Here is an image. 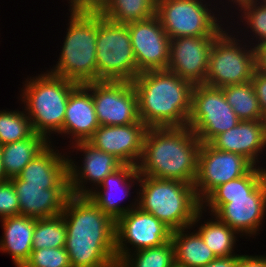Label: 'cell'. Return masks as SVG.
Listing matches in <instances>:
<instances>
[{
    "instance_id": "21",
    "label": "cell",
    "mask_w": 266,
    "mask_h": 267,
    "mask_svg": "<svg viewBox=\"0 0 266 267\" xmlns=\"http://www.w3.org/2000/svg\"><path fill=\"white\" fill-rule=\"evenodd\" d=\"M10 180L19 199V215L41 219L63 212L70 195L69 188L45 189V186L27 185L18 176Z\"/></svg>"
},
{
    "instance_id": "24",
    "label": "cell",
    "mask_w": 266,
    "mask_h": 267,
    "mask_svg": "<svg viewBox=\"0 0 266 267\" xmlns=\"http://www.w3.org/2000/svg\"><path fill=\"white\" fill-rule=\"evenodd\" d=\"M0 221L4 231L0 239V251L10 254L15 267H22L32 252L36 218L17 215Z\"/></svg>"
},
{
    "instance_id": "35",
    "label": "cell",
    "mask_w": 266,
    "mask_h": 267,
    "mask_svg": "<svg viewBox=\"0 0 266 267\" xmlns=\"http://www.w3.org/2000/svg\"><path fill=\"white\" fill-rule=\"evenodd\" d=\"M22 267H71L65 247L32 250Z\"/></svg>"
},
{
    "instance_id": "3",
    "label": "cell",
    "mask_w": 266,
    "mask_h": 267,
    "mask_svg": "<svg viewBox=\"0 0 266 267\" xmlns=\"http://www.w3.org/2000/svg\"><path fill=\"white\" fill-rule=\"evenodd\" d=\"M132 84L140 120L148 128L187 126L194 84L169 70L141 72Z\"/></svg>"
},
{
    "instance_id": "8",
    "label": "cell",
    "mask_w": 266,
    "mask_h": 267,
    "mask_svg": "<svg viewBox=\"0 0 266 267\" xmlns=\"http://www.w3.org/2000/svg\"><path fill=\"white\" fill-rule=\"evenodd\" d=\"M226 31L229 30H224L211 47L205 78V84L209 86L222 88L242 84L250 81L256 71L253 45L243 46L240 40Z\"/></svg>"
},
{
    "instance_id": "29",
    "label": "cell",
    "mask_w": 266,
    "mask_h": 267,
    "mask_svg": "<svg viewBox=\"0 0 266 267\" xmlns=\"http://www.w3.org/2000/svg\"><path fill=\"white\" fill-rule=\"evenodd\" d=\"M211 219L207 222L204 221L205 224L198 227L197 232L217 257L234 255L233 249L238 233L216 216Z\"/></svg>"
},
{
    "instance_id": "11",
    "label": "cell",
    "mask_w": 266,
    "mask_h": 267,
    "mask_svg": "<svg viewBox=\"0 0 266 267\" xmlns=\"http://www.w3.org/2000/svg\"><path fill=\"white\" fill-rule=\"evenodd\" d=\"M206 206L210 216H216L240 236H255L266 215V178L246 196L206 197L201 208L205 210Z\"/></svg>"
},
{
    "instance_id": "2",
    "label": "cell",
    "mask_w": 266,
    "mask_h": 267,
    "mask_svg": "<svg viewBox=\"0 0 266 267\" xmlns=\"http://www.w3.org/2000/svg\"><path fill=\"white\" fill-rule=\"evenodd\" d=\"M200 145L188 126L148 128L137 170L140 175L194 185Z\"/></svg>"
},
{
    "instance_id": "6",
    "label": "cell",
    "mask_w": 266,
    "mask_h": 267,
    "mask_svg": "<svg viewBox=\"0 0 266 267\" xmlns=\"http://www.w3.org/2000/svg\"><path fill=\"white\" fill-rule=\"evenodd\" d=\"M29 80L26 79L20 95L22 103H26L24 110L33 131L51 142V134H63L68 98L78 84L48 71Z\"/></svg>"
},
{
    "instance_id": "37",
    "label": "cell",
    "mask_w": 266,
    "mask_h": 267,
    "mask_svg": "<svg viewBox=\"0 0 266 267\" xmlns=\"http://www.w3.org/2000/svg\"><path fill=\"white\" fill-rule=\"evenodd\" d=\"M251 81L259 101L263 118L266 120V75L255 71Z\"/></svg>"
},
{
    "instance_id": "40",
    "label": "cell",
    "mask_w": 266,
    "mask_h": 267,
    "mask_svg": "<svg viewBox=\"0 0 266 267\" xmlns=\"http://www.w3.org/2000/svg\"><path fill=\"white\" fill-rule=\"evenodd\" d=\"M70 10H97L102 0H69Z\"/></svg>"
},
{
    "instance_id": "16",
    "label": "cell",
    "mask_w": 266,
    "mask_h": 267,
    "mask_svg": "<svg viewBox=\"0 0 266 267\" xmlns=\"http://www.w3.org/2000/svg\"><path fill=\"white\" fill-rule=\"evenodd\" d=\"M218 36H186L170 40L167 70L195 84H205L212 44Z\"/></svg>"
},
{
    "instance_id": "30",
    "label": "cell",
    "mask_w": 266,
    "mask_h": 267,
    "mask_svg": "<svg viewBox=\"0 0 266 267\" xmlns=\"http://www.w3.org/2000/svg\"><path fill=\"white\" fill-rule=\"evenodd\" d=\"M66 238V223L62 214L36 219L32 250L65 247Z\"/></svg>"
},
{
    "instance_id": "10",
    "label": "cell",
    "mask_w": 266,
    "mask_h": 267,
    "mask_svg": "<svg viewBox=\"0 0 266 267\" xmlns=\"http://www.w3.org/2000/svg\"><path fill=\"white\" fill-rule=\"evenodd\" d=\"M239 122L222 88L204 83L194 85L187 126L201 143H210L217 135L232 129Z\"/></svg>"
},
{
    "instance_id": "25",
    "label": "cell",
    "mask_w": 266,
    "mask_h": 267,
    "mask_svg": "<svg viewBox=\"0 0 266 267\" xmlns=\"http://www.w3.org/2000/svg\"><path fill=\"white\" fill-rule=\"evenodd\" d=\"M192 227L193 225L173 230L171 233L175 263L184 267H201L214 260L217 256L206 245L197 231L195 233L188 231Z\"/></svg>"
},
{
    "instance_id": "43",
    "label": "cell",
    "mask_w": 266,
    "mask_h": 267,
    "mask_svg": "<svg viewBox=\"0 0 266 267\" xmlns=\"http://www.w3.org/2000/svg\"><path fill=\"white\" fill-rule=\"evenodd\" d=\"M252 1H255V0H229V2H232L233 4L238 5V10L242 6H244V5L248 4V3H251Z\"/></svg>"
},
{
    "instance_id": "26",
    "label": "cell",
    "mask_w": 266,
    "mask_h": 267,
    "mask_svg": "<svg viewBox=\"0 0 266 267\" xmlns=\"http://www.w3.org/2000/svg\"><path fill=\"white\" fill-rule=\"evenodd\" d=\"M50 142L43 136L33 133L30 137L2 145V162L6 176H18L24 167Z\"/></svg>"
},
{
    "instance_id": "34",
    "label": "cell",
    "mask_w": 266,
    "mask_h": 267,
    "mask_svg": "<svg viewBox=\"0 0 266 267\" xmlns=\"http://www.w3.org/2000/svg\"><path fill=\"white\" fill-rule=\"evenodd\" d=\"M239 11L243 17L242 23L248 25L250 32L256 37V45L266 42V5L252 1L242 6ZM244 14V15H243ZM258 39V40H257Z\"/></svg>"
},
{
    "instance_id": "31",
    "label": "cell",
    "mask_w": 266,
    "mask_h": 267,
    "mask_svg": "<svg viewBox=\"0 0 266 267\" xmlns=\"http://www.w3.org/2000/svg\"><path fill=\"white\" fill-rule=\"evenodd\" d=\"M174 264V246L170 239L160 246L130 252L118 263V267H172Z\"/></svg>"
},
{
    "instance_id": "5",
    "label": "cell",
    "mask_w": 266,
    "mask_h": 267,
    "mask_svg": "<svg viewBox=\"0 0 266 267\" xmlns=\"http://www.w3.org/2000/svg\"><path fill=\"white\" fill-rule=\"evenodd\" d=\"M69 27L55 67L50 73L77 84L97 81L98 11L71 10Z\"/></svg>"
},
{
    "instance_id": "19",
    "label": "cell",
    "mask_w": 266,
    "mask_h": 267,
    "mask_svg": "<svg viewBox=\"0 0 266 267\" xmlns=\"http://www.w3.org/2000/svg\"><path fill=\"white\" fill-rule=\"evenodd\" d=\"M139 180L140 174L137 170V166L123 164L113 173L107 175L98 185L99 188L95 187V190H92L88 194V197L104 213L110 215L116 221L120 216L125 215L128 211L137 207L136 205H138V199H135L134 203H131L126 207L119 205V203L123 200V198L130 195V191L134 186L132 183H136L135 181H137L136 184H139ZM117 194H120L118 198H116L118 196Z\"/></svg>"
},
{
    "instance_id": "44",
    "label": "cell",
    "mask_w": 266,
    "mask_h": 267,
    "mask_svg": "<svg viewBox=\"0 0 266 267\" xmlns=\"http://www.w3.org/2000/svg\"><path fill=\"white\" fill-rule=\"evenodd\" d=\"M256 2H258V3H261V4H264V5H266V0H255Z\"/></svg>"
},
{
    "instance_id": "38",
    "label": "cell",
    "mask_w": 266,
    "mask_h": 267,
    "mask_svg": "<svg viewBox=\"0 0 266 267\" xmlns=\"http://www.w3.org/2000/svg\"><path fill=\"white\" fill-rule=\"evenodd\" d=\"M235 267H266V255H240Z\"/></svg>"
},
{
    "instance_id": "4",
    "label": "cell",
    "mask_w": 266,
    "mask_h": 267,
    "mask_svg": "<svg viewBox=\"0 0 266 267\" xmlns=\"http://www.w3.org/2000/svg\"><path fill=\"white\" fill-rule=\"evenodd\" d=\"M138 207L154 215L169 229L196 225L202 219L201 202L193 184L140 175Z\"/></svg>"
},
{
    "instance_id": "39",
    "label": "cell",
    "mask_w": 266,
    "mask_h": 267,
    "mask_svg": "<svg viewBox=\"0 0 266 267\" xmlns=\"http://www.w3.org/2000/svg\"><path fill=\"white\" fill-rule=\"evenodd\" d=\"M256 71L266 75V42L254 46Z\"/></svg>"
},
{
    "instance_id": "23",
    "label": "cell",
    "mask_w": 266,
    "mask_h": 267,
    "mask_svg": "<svg viewBox=\"0 0 266 267\" xmlns=\"http://www.w3.org/2000/svg\"><path fill=\"white\" fill-rule=\"evenodd\" d=\"M50 144L24 167L18 177L27 185L45 186V189L69 188L68 157L71 156L61 155Z\"/></svg>"
},
{
    "instance_id": "1",
    "label": "cell",
    "mask_w": 266,
    "mask_h": 267,
    "mask_svg": "<svg viewBox=\"0 0 266 267\" xmlns=\"http://www.w3.org/2000/svg\"><path fill=\"white\" fill-rule=\"evenodd\" d=\"M71 267H116V221L88 195L70 194L61 213Z\"/></svg>"
},
{
    "instance_id": "45",
    "label": "cell",
    "mask_w": 266,
    "mask_h": 267,
    "mask_svg": "<svg viewBox=\"0 0 266 267\" xmlns=\"http://www.w3.org/2000/svg\"><path fill=\"white\" fill-rule=\"evenodd\" d=\"M172 267H184V266H181V265H178L177 263H175Z\"/></svg>"
},
{
    "instance_id": "20",
    "label": "cell",
    "mask_w": 266,
    "mask_h": 267,
    "mask_svg": "<svg viewBox=\"0 0 266 267\" xmlns=\"http://www.w3.org/2000/svg\"><path fill=\"white\" fill-rule=\"evenodd\" d=\"M100 126L92 99V82L78 84L68 98L63 122V134L72 143L88 141Z\"/></svg>"
},
{
    "instance_id": "12",
    "label": "cell",
    "mask_w": 266,
    "mask_h": 267,
    "mask_svg": "<svg viewBox=\"0 0 266 267\" xmlns=\"http://www.w3.org/2000/svg\"><path fill=\"white\" fill-rule=\"evenodd\" d=\"M115 230V251L118 263L132 251L131 248L134 247L133 252H136L160 246L171 239L172 233V230L162 221L138 206L116 220Z\"/></svg>"
},
{
    "instance_id": "42",
    "label": "cell",
    "mask_w": 266,
    "mask_h": 267,
    "mask_svg": "<svg viewBox=\"0 0 266 267\" xmlns=\"http://www.w3.org/2000/svg\"><path fill=\"white\" fill-rule=\"evenodd\" d=\"M9 178L6 176V173L3 168L2 162V145L0 144V183L7 181Z\"/></svg>"
},
{
    "instance_id": "9",
    "label": "cell",
    "mask_w": 266,
    "mask_h": 267,
    "mask_svg": "<svg viewBox=\"0 0 266 267\" xmlns=\"http://www.w3.org/2000/svg\"><path fill=\"white\" fill-rule=\"evenodd\" d=\"M205 0H156V15L170 39L219 36L224 30ZM212 12V13H211Z\"/></svg>"
},
{
    "instance_id": "14",
    "label": "cell",
    "mask_w": 266,
    "mask_h": 267,
    "mask_svg": "<svg viewBox=\"0 0 266 267\" xmlns=\"http://www.w3.org/2000/svg\"><path fill=\"white\" fill-rule=\"evenodd\" d=\"M92 99L100 126L127 125L140 121L137 94L132 82H92Z\"/></svg>"
},
{
    "instance_id": "13",
    "label": "cell",
    "mask_w": 266,
    "mask_h": 267,
    "mask_svg": "<svg viewBox=\"0 0 266 267\" xmlns=\"http://www.w3.org/2000/svg\"><path fill=\"white\" fill-rule=\"evenodd\" d=\"M254 165L237 153L221 151L201 143L198 153L195 193L202 202L215 188L247 174Z\"/></svg>"
},
{
    "instance_id": "33",
    "label": "cell",
    "mask_w": 266,
    "mask_h": 267,
    "mask_svg": "<svg viewBox=\"0 0 266 267\" xmlns=\"http://www.w3.org/2000/svg\"><path fill=\"white\" fill-rule=\"evenodd\" d=\"M258 167V168H257ZM266 178V168L254 166L247 174L215 188L207 197H238L250 194Z\"/></svg>"
},
{
    "instance_id": "15",
    "label": "cell",
    "mask_w": 266,
    "mask_h": 267,
    "mask_svg": "<svg viewBox=\"0 0 266 267\" xmlns=\"http://www.w3.org/2000/svg\"><path fill=\"white\" fill-rule=\"evenodd\" d=\"M127 26L138 70H167L171 39L157 15Z\"/></svg>"
},
{
    "instance_id": "32",
    "label": "cell",
    "mask_w": 266,
    "mask_h": 267,
    "mask_svg": "<svg viewBox=\"0 0 266 267\" xmlns=\"http://www.w3.org/2000/svg\"><path fill=\"white\" fill-rule=\"evenodd\" d=\"M34 133L25 111H0V144L24 140Z\"/></svg>"
},
{
    "instance_id": "22",
    "label": "cell",
    "mask_w": 266,
    "mask_h": 267,
    "mask_svg": "<svg viewBox=\"0 0 266 267\" xmlns=\"http://www.w3.org/2000/svg\"><path fill=\"white\" fill-rule=\"evenodd\" d=\"M210 144L218 150L240 154L257 166L259 153L266 147V120L240 121Z\"/></svg>"
},
{
    "instance_id": "36",
    "label": "cell",
    "mask_w": 266,
    "mask_h": 267,
    "mask_svg": "<svg viewBox=\"0 0 266 267\" xmlns=\"http://www.w3.org/2000/svg\"><path fill=\"white\" fill-rule=\"evenodd\" d=\"M19 215V199L10 179L0 183V218Z\"/></svg>"
},
{
    "instance_id": "28",
    "label": "cell",
    "mask_w": 266,
    "mask_h": 267,
    "mask_svg": "<svg viewBox=\"0 0 266 267\" xmlns=\"http://www.w3.org/2000/svg\"><path fill=\"white\" fill-rule=\"evenodd\" d=\"M227 103L240 121L265 120L252 81L222 87Z\"/></svg>"
},
{
    "instance_id": "41",
    "label": "cell",
    "mask_w": 266,
    "mask_h": 267,
    "mask_svg": "<svg viewBox=\"0 0 266 267\" xmlns=\"http://www.w3.org/2000/svg\"><path fill=\"white\" fill-rule=\"evenodd\" d=\"M240 255L216 257L208 264L201 267H235Z\"/></svg>"
},
{
    "instance_id": "18",
    "label": "cell",
    "mask_w": 266,
    "mask_h": 267,
    "mask_svg": "<svg viewBox=\"0 0 266 267\" xmlns=\"http://www.w3.org/2000/svg\"><path fill=\"white\" fill-rule=\"evenodd\" d=\"M72 146V148H77V152L80 150L85 154L83 155L84 162L82 161L81 167H78L76 165L78 163H74L76 161L72 160V158L68 159L70 194L88 195L94 188H86L85 185L88 181L93 183L92 186L97 187L107 175L123 165L114 155L95 148L88 141L72 143Z\"/></svg>"
},
{
    "instance_id": "17",
    "label": "cell",
    "mask_w": 266,
    "mask_h": 267,
    "mask_svg": "<svg viewBox=\"0 0 266 267\" xmlns=\"http://www.w3.org/2000/svg\"><path fill=\"white\" fill-rule=\"evenodd\" d=\"M148 127L140 120L127 125L99 126L88 140L95 148L114 155L123 164L137 166Z\"/></svg>"
},
{
    "instance_id": "27",
    "label": "cell",
    "mask_w": 266,
    "mask_h": 267,
    "mask_svg": "<svg viewBox=\"0 0 266 267\" xmlns=\"http://www.w3.org/2000/svg\"><path fill=\"white\" fill-rule=\"evenodd\" d=\"M97 11L114 23L128 24L156 15V0H102Z\"/></svg>"
},
{
    "instance_id": "7",
    "label": "cell",
    "mask_w": 266,
    "mask_h": 267,
    "mask_svg": "<svg viewBox=\"0 0 266 267\" xmlns=\"http://www.w3.org/2000/svg\"><path fill=\"white\" fill-rule=\"evenodd\" d=\"M97 81L132 82L138 70L127 24H117L98 12L96 40Z\"/></svg>"
}]
</instances>
